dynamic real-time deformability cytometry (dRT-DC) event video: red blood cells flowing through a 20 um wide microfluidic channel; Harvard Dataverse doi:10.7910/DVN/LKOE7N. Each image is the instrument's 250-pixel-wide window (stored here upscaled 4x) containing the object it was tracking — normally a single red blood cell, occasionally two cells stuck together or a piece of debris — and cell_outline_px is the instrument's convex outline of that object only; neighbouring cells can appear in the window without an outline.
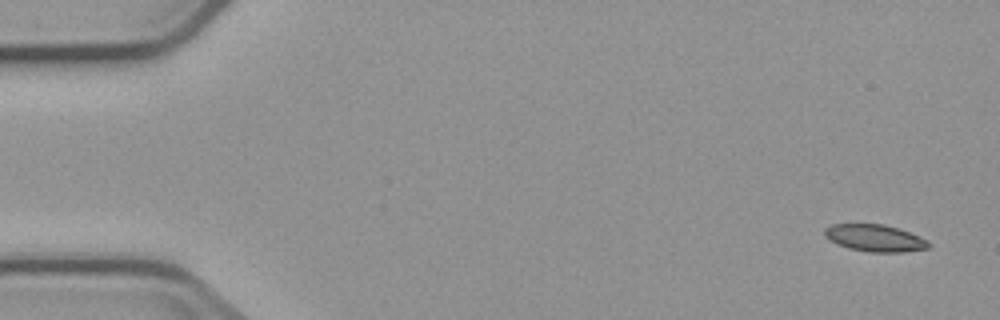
{"species": "common noctule bat (a hibernating species)", "species_latin": "Nyctalus noctula", "temperature_condition": "cold", "stored_images_in_passage": 6, "segment_of_instrument_passage": [2, 2], "camera_frame_rate_fps": 3000, "um_per_image_px": 0.085, "animal": {"sex": "male", "body_mass_g": 23.1, "forearm_length_mm": 52.7}, "frame": {"image": 1, "passage_image": 6, "time_ms": 6.0, "image_size_px": [1000, 320], "cell_outline_px": [[932, 244], [928, 248], [904, 252], [868, 252], [848, 248], [836, 244], [828, 240], [824, 236], [824, 228], [832, 224], [884, 224], [920, 236], [928, 240]], "centroid_in_image_um": [74.35, 20.24], "position_along_channel_um": 10.7, "area_um2": 16.53}}